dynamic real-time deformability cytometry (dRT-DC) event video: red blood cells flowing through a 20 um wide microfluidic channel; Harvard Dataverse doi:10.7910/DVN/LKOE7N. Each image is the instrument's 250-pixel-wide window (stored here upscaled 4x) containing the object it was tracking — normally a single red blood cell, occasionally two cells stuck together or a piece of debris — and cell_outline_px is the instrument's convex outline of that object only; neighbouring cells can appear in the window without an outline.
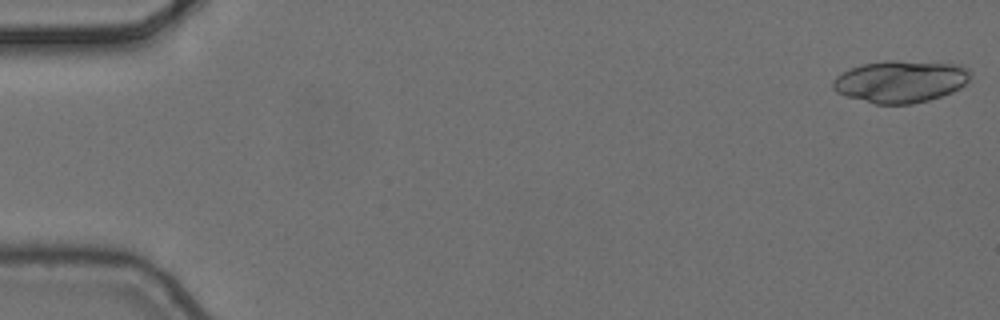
{"species": "common noctule bat (a hibernating species)", "species_latin": "Nyctalus noctula", "temperature_condition": "cold", "stored_images_in_passage": 4, "camera_frame_rate_fps": 3000, "um_per_image_px": 0.085, "animal": {"sex": "female", "body_mass_g": 24.6, "forearm_length_mm": 56.2}, "frame": {"image": 1, "passage_image": 1, "time_ms": 0.0, "image_size_px": [1000, 320], "cell_outline_px": [[972, 76], [960, 88], [952, 92], [928, 100], [912, 104], [876, 104], [848, 96], [836, 92], [832, 88], [832, 80], [836, 76], [860, 64], [888, 60], [896, 60], [960, 64], [968, 68], [972, 72]], "centroid_in_image_um": [76.57, 6.91], "position_along_channel_um": 8.4, "area_um2": 33.87}}